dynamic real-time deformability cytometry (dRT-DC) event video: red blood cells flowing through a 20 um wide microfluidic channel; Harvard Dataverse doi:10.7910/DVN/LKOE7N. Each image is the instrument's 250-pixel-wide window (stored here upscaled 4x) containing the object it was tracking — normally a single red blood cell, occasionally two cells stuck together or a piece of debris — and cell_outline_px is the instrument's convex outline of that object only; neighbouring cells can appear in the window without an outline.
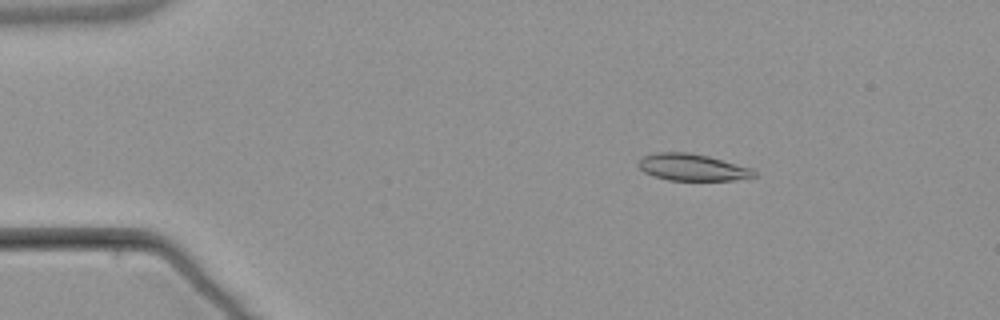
{"species": "common noctule bat (a hibernating species)", "species_latin": "Nyctalus noctula", "temperature_condition": "warm", "stored_images_in_passage": 5, "camera_frame_rate_fps": 3000, "um_per_image_px": 0.085, "animal": {"sex": "male", "body_mass_g": 21.5, "forearm_length_mm": 52.0}, "frame": {"image": 1, "passage_image": 3, "time_ms": 2.667, "image_size_px": [1000, 320], "cell_outline_px": [[756, 176], [736, 180], [668, 180], [644, 172], [636, 164], [644, 156], [656, 152], [688, 152], [708, 156], [752, 168], [756, 172]], "centroid_in_image_um": [58.85, 14.22], "position_along_channel_um": 26.1, "area_um2": 17.98}}